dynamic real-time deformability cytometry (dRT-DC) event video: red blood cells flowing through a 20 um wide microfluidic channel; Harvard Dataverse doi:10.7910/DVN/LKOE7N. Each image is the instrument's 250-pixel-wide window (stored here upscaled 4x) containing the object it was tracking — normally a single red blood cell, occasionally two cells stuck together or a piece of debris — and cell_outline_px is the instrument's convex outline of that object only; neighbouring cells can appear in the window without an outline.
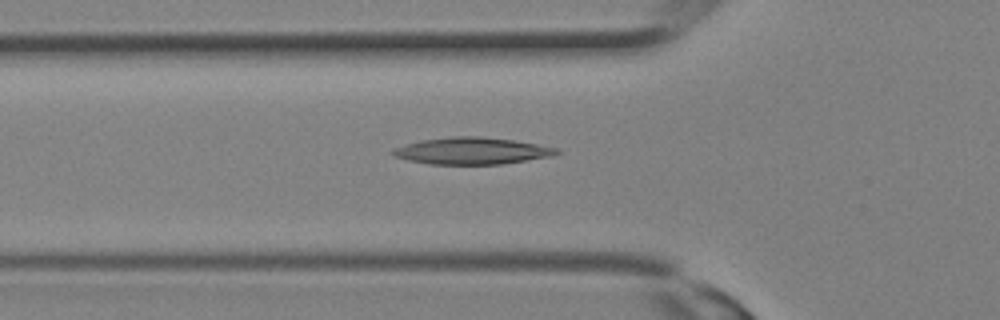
{"species": "Egyptian fruit bat (a non-hibernating species)", "species_latin": "Rousettus aegyptiacus", "temperature_condition": "room temperature", "stored_images_in_passage": 15, "camera_frame_rate_fps": 3000, "um_per_image_px": 0.085, "animal": {"sex": "female"}, "frame": {"image": 1, "passage_image": 7, "time_ms": 2.0, "image_size_px": [1000, 320], "cell_outline_px": [[560, 152], [552, 156], [504, 164], [428, 164], [408, 160], [392, 156], [388, 152], [392, 148], [420, 140], [452, 136], [480, 136], [512, 140], [536, 144], [556, 148]], "centroid_in_image_um": [40.03, 12.82], "position_along_channel_um": 85.8, "area_um2": 25.72}}
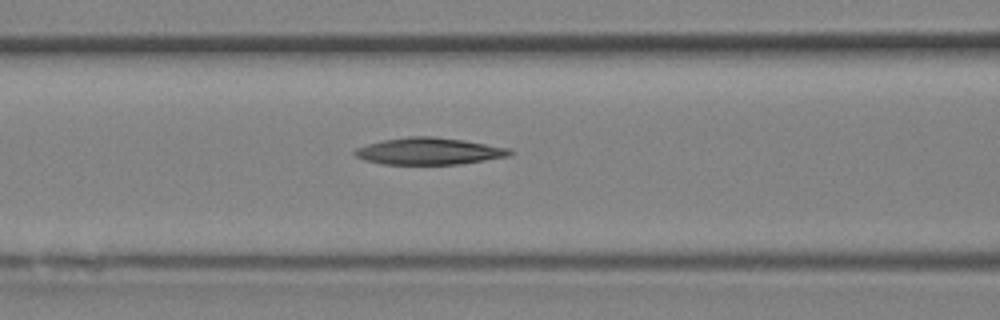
{"frame": {"image": 2, "passage_image": 9, "time_ms": 2.667, "image_size_px": [1000, 320], "cell_outline_px": [[512, 152], [508, 156], [460, 164], [380, 164], [364, 160], [356, 156], [352, 152], [356, 148], [380, 140], [408, 136], [432, 136], [464, 140], [508, 148]], "centroid_in_image_um": [36.4, 12.84], "position_along_channel_um": 130.2, "area_um2": 24.22}}
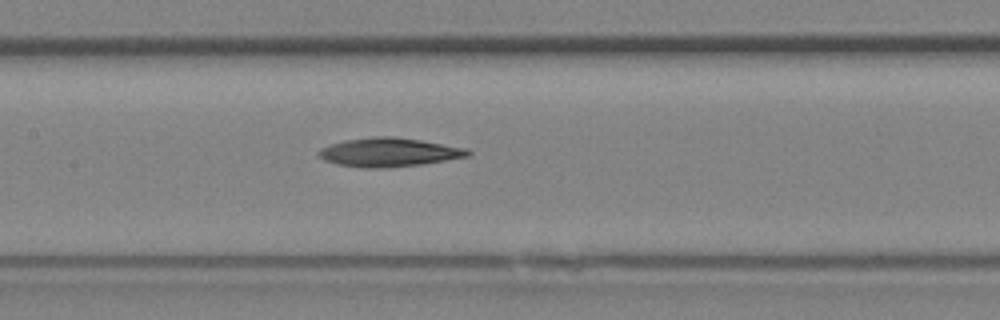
{"frame": {"image": 3, "passage_image": 11, "time_ms": 3.333, "image_size_px": [1000, 320], "cell_outline_px": [[472, 156], [420, 164], [384, 168], [360, 168], [336, 164], [324, 160], [316, 152], [320, 148], [332, 144], [348, 140], [372, 136], [396, 136], [468, 148], [472, 152]], "centroid_in_image_um": [33.09, 12.94], "position_along_channel_um": 174.3, "area_um2": 25.14}}